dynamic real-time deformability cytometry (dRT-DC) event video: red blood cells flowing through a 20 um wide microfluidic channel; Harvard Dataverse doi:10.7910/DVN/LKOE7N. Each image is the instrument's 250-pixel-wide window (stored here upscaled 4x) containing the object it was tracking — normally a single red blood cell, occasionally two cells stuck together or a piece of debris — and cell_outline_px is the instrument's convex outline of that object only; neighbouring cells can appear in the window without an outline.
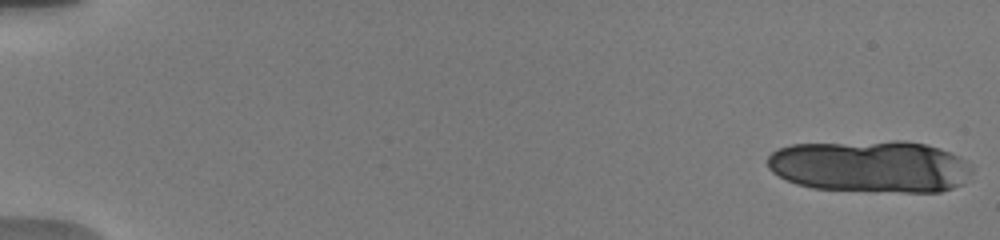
{"species": "human", "species_latin": "Homo sapiens", "temperature_condition": "warm", "stored_images_in_passage": 33, "camera_frame_rate_fps": 3000, "um_per_image_px": 0.085, "donor": {"sex": "male"}, "frame": {"image": 1, "passage_image": 1, "time_ms": 0.0, "image_size_px": [1000, 240], "cell_outline_px": [[972, 172], [964, 184], [940, 192], [876, 192], [812, 188], [796, 184], [772, 172], [768, 168], [768, 156], [776, 148], [792, 144], [892, 140], [904, 140], [924, 144], [940, 148], [960, 156], [972, 164]], "centroid_in_image_um": [74.01, 14.14], "position_along_channel_um": 11.0, "area_um2": 63.18}}